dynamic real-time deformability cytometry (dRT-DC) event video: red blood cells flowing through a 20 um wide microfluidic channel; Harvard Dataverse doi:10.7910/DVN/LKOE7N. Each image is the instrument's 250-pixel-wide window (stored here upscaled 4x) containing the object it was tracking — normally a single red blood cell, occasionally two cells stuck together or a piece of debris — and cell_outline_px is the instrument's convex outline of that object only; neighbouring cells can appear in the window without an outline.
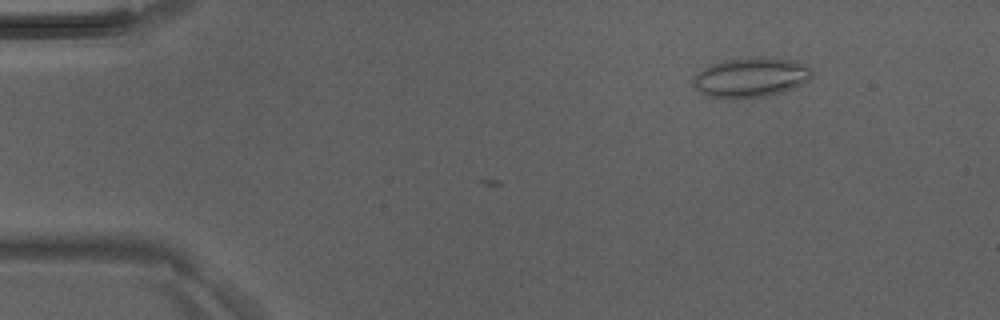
{"species": "Egyptian fruit bat (a non-hibernating species)", "species_latin": "Rousettus aegyptiacus", "temperature_condition": "room temperature", "stored_images_in_passage": 6, "camera_frame_rate_fps": 3000, "um_per_image_px": 0.085, "animal": {"sex": "male"}, "frame": {"image": 1, "passage_image": 6, "time_ms": 1.667, "image_size_px": [1000, 320], "cell_outline_px": [[812, 76], [808, 80], [792, 88], [768, 96], [732, 100], [704, 96], [696, 88], [692, 80], [696, 72], [712, 64], [724, 60], [764, 56], [796, 60], [808, 64], [812, 68]], "centroid_in_image_um": [63.82, 6.58], "position_along_channel_um": 21.2, "area_um2": 28.09}}